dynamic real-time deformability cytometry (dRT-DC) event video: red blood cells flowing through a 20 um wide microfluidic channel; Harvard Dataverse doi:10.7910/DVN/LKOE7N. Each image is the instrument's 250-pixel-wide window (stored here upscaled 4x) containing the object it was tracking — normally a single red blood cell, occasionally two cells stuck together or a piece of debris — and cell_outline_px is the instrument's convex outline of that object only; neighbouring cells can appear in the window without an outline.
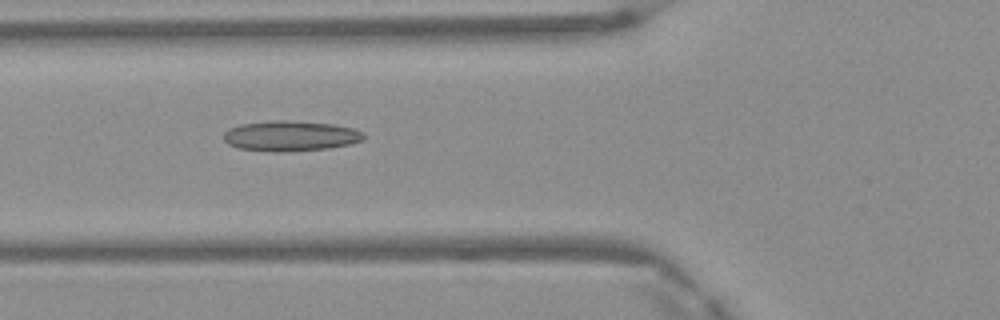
{"species": "Egyptian fruit bat (a non-hibernating species)", "species_latin": "Rousettus aegyptiacus", "temperature_condition": "warm", "stored_images_in_passage": 5, "camera_frame_rate_fps": 3000, "um_per_image_px": 0.085, "frame": {"image": 1, "passage_image": 5, "time_ms": 1.333, "image_size_px": [1000, 320], "cell_outline_px": [[364, 140], [352, 144], [328, 148], [280, 152], [272, 152], [236, 148], [228, 144], [224, 140], [224, 132], [228, 128], [240, 124], [272, 120], [288, 120], [332, 124], [352, 128], [364, 132]], "centroid_in_image_um": [24.67, 11.55], "position_along_channel_um": 101.1, "area_um2": 24.97}}